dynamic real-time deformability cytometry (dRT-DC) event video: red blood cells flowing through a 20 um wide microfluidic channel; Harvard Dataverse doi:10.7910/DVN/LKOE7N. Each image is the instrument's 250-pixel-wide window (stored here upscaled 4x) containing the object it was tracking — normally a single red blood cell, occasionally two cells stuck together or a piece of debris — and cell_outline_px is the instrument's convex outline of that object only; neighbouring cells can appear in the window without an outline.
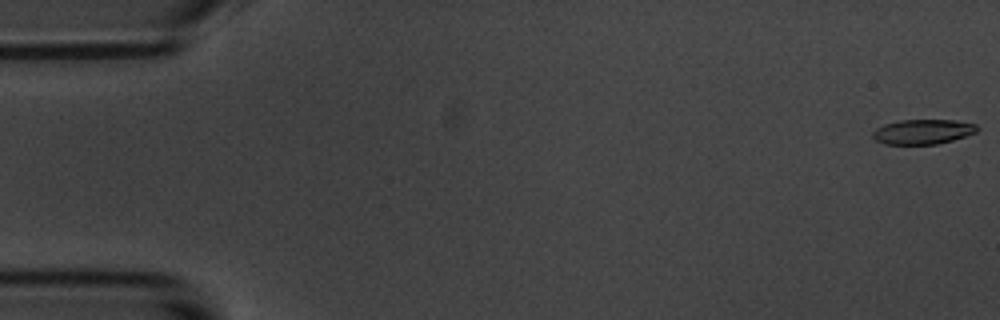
{"species": "common noctule bat (a hibernating species)", "species_latin": "Nyctalus noctula", "temperature_condition": "room temperature", "stored_images_in_passage": 57, "camera_frame_rate_fps": 3000, "um_per_image_px": 0.085, "animal": {"sex": "male", "body_mass_g": 20.1, "forearm_length_mm": 53.5}, "frame": {"image": 1, "passage_image": 1, "time_ms": 0.0, "image_size_px": [1000, 320], "cell_outline_px": [[980, 128], [976, 132], [952, 140], [936, 144], [884, 144], [876, 140], [872, 136], [872, 132], [876, 128], [884, 124], [900, 120], [956, 120], [976, 124]], "centroid_in_image_um": [78.44, 11.19], "position_along_channel_um": 6.6, "area_um2": 15.09}}
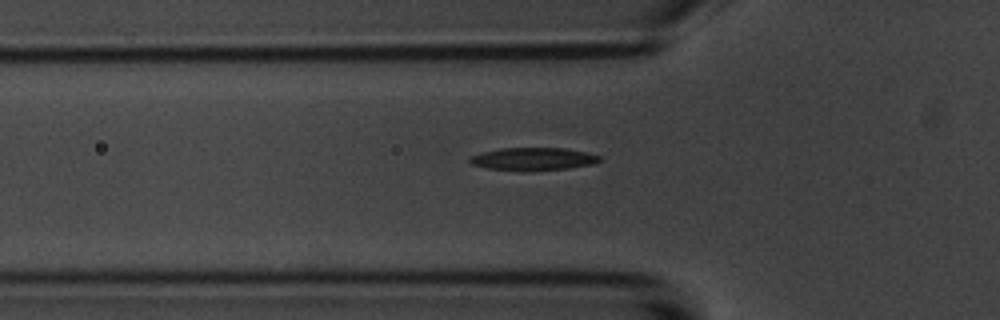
{"frame": {"image": 2, "passage_image": 19, "time_ms": 6.0, "image_size_px": [1000, 320], "cell_outline_px": [[600, 160], [592, 164], [568, 168], [488, 168], [472, 164], [468, 160], [468, 156], [480, 152], [500, 148], [564, 148], [584, 152], [600, 156]], "centroid_in_image_um": [45.27, 13.46], "position_along_channel_um": 80.5, "area_um2": 16.18}}
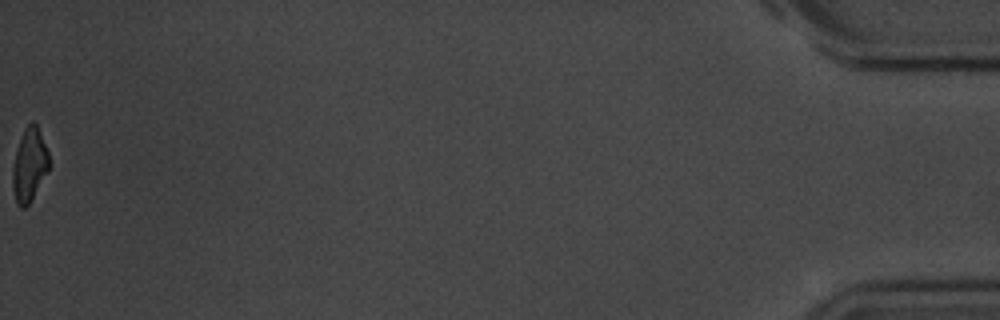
{"frame": {"image": 3, "passage_image": 57, "time_ms": 18.667, "image_size_px": [1000, 320], "cell_outline_px": [[48, 168], [28, 204], [24, 208], [20, 208], [16, 204], [12, 184], [12, 172], [16, 152], [24, 128], [32, 120], [36, 124], [48, 152]], "centroid_in_image_um": [2.46, 14.01], "position_along_channel_um": 432.7, "area_um2": 14.97}, "authors_computed_cell_mechanics": {"area_um2": 16.6464, "velocity_mm_per_s": 3.5722, "shape_relaxation_time_tau1_ms": 2.7394, "shape_relaxation_time_tau2_ms": 4.9316, "deformation_change_tau1": 0.1509, "deformation_change_tau2": 0.1377}}